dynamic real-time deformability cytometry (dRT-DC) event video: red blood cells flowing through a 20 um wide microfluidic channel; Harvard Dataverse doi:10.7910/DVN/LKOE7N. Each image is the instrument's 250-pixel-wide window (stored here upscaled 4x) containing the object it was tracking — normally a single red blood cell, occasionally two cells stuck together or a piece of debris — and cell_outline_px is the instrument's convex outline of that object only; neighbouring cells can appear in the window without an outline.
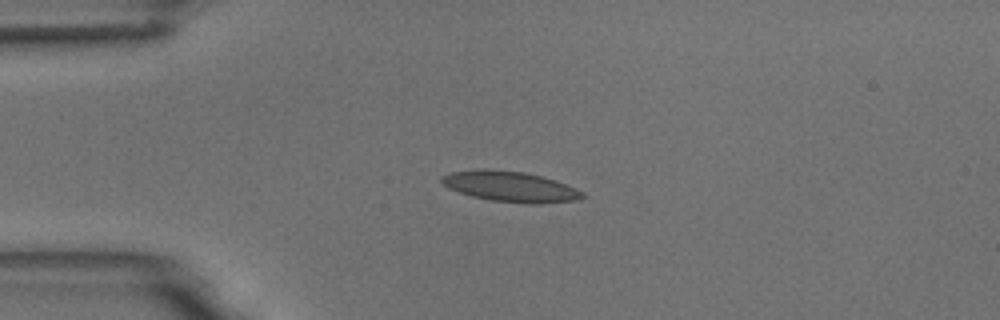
{"species": "common noctule bat (a hibernating species)", "species_latin": "Nyctalus noctula", "temperature_condition": "room temperature", "stored_images_in_passage": 3, "camera_frame_rate_fps": 3000, "um_per_image_px": 0.085, "animal": {"sex": "male", "body_mass_g": 18.8}, "frame": {"image": 1, "passage_image": 2, "time_ms": 1.0, "image_size_px": [1000, 320], "cell_outline_px": [[588, 196], [580, 200], [540, 204], [528, 204], [488, 200], [472, 196], [448, 188], [440, 180], [440, 176], [452, 172], [484, 168], [488, 168], [524, 172], [556, 180], [576, 188], [584, 192]], "centroid_in_image_um": [43.42, 15.86], "position_along_channel_um": 41.6, "area_um2": 25.37}}